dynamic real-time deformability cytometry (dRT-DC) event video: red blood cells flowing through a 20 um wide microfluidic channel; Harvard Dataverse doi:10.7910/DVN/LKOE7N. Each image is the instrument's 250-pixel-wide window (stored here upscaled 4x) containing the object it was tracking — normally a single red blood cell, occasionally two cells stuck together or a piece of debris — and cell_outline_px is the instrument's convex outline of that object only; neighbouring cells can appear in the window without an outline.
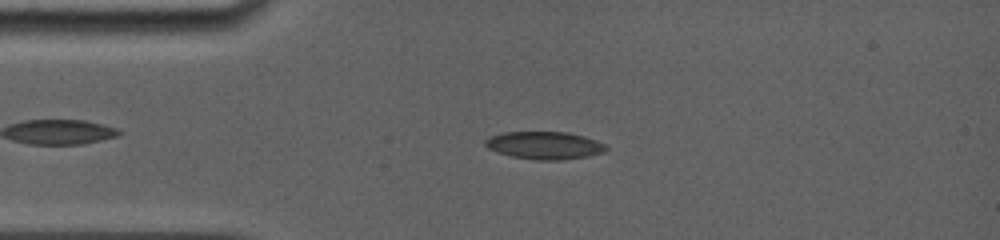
{"species": "common noctule bat (a hibernating species)", "species_latin": "Nyctalus noctula", "temperature_condition": "room temperature", "stored_images_in_passage": 73, "camera_frame_rate_fps": 5000, "um_per_image_px": 0.085, "animal": {"sex": "female", "body_mass_g": 19.0, "forearm_length_mm": 56.7}, "frame": {"image": 1, "passage_image": 10, "time_ms": 1.8, "image_size_px": [1000, 240], "cell_outline_px": [[608, 148], [604, 152], [588, 156], [560, 160], [536, 160], [512, 156], [496, 152], [488, 148], [484, 144], [484, 140], [492, 136], [504, 132], [568, 132], [584, 136], [596, 140], [604, 144]], "centroid_in_image_um": [46.28, 12.35], "position_along_channel_um": 38.7, "area_um2": 19.42}}
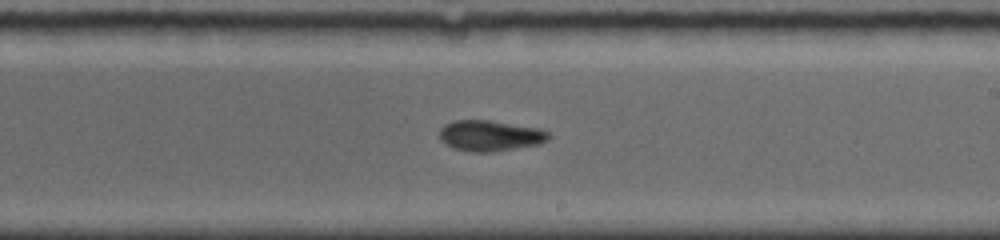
{"frame": {"image": 2, "passage_image": 40, "time_ms": 7.8, "image_size_px": [1000, 240], "cell_outline_px": [[552, 136], [548, 140], [540, 144], [488, 152], [476, 152], [456, 148], [448, 144], [440, 136], [440, 128], [444, 124], [456, 120], [492, 120], [540, 128], [548, 132]], "centroid_in_image_um": [41.72, 11.51], "position_along_channel_um": 247.3, "area_um2": 19.36}}
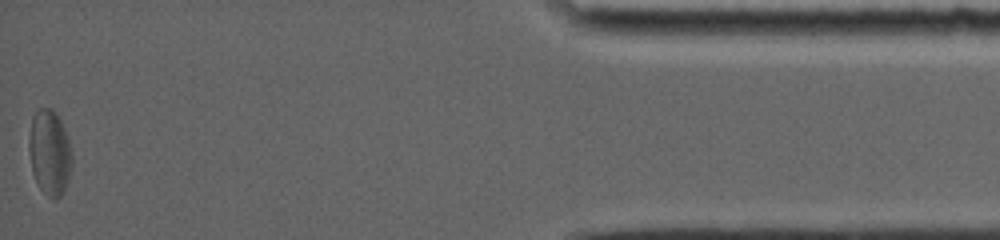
{"frame": {"image": 3, "passage_image": 73, "time_ms": 14.4, "image_size_px": [1000, 240], "cell_outline_px": [[72, 164], [64, 188], [60, 196], [48, 196], [40, 188], [32, 172], [28, 148], [28, 140], [32, 116], [36, 108], [52, 108], [56, 112], [68, 136], [72, 152]], "centroid_in_image_um": [4.2, 12.88], "position_along_channel_um": 431.0, "area_um2": 21.33}, "authors_computed_cell_mechanics": {"area_um2": 19.7098, "velocity_mm_per_s": 3.8366, "shape_relaxation_time_tau1_ms": 3.87, "shape_relaxation_time_tau2_ms": 3.7524, "deformation_change_tau1": 0.1066, "deformation_change_tau2": 0.0892}}